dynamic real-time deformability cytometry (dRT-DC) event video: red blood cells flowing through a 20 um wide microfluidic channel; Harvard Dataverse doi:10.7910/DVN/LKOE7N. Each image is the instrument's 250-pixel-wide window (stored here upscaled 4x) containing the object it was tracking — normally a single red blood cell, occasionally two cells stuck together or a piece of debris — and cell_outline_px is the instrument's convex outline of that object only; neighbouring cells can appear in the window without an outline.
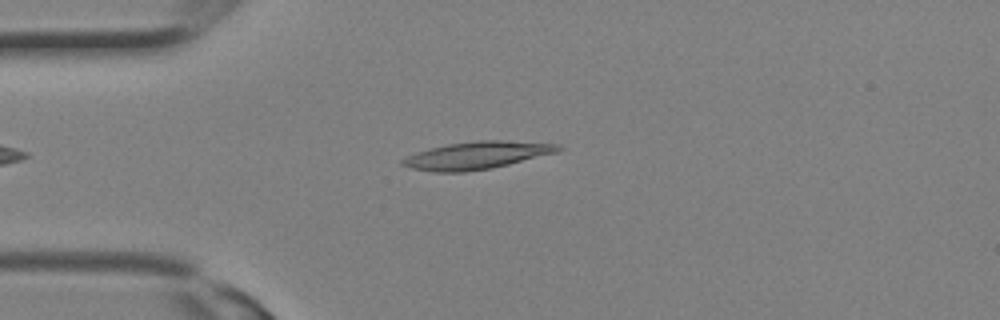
{"species": "Egyptian fruit bat (a non-hibernating species)", "species_latin": "Rousettus aegyptiacus", "temperature_condition": "room temperature", "stored_images_in_passage": 17, "camera_frame_rate_fps": 3000, "um_per_image_px": 0.085, "animal": {"sex": "female"}, "frame": {"image": 1, "passage_image": 5, "time_ms": 1.333, "image_size_px": [1000, 320], "cell_outline_px": [[564, 148], [560, 152], [492, 168], [464, 172], [432, 172], [412, 168], [400, 164], [400, 160], [416, 152], [448, 144], [476, 140], [504, 140], [560, 144]], "centroid_in_image_um": [40.59, 13.2], "position_along_channel_um": 44.4, "area_um2": 25.09}}
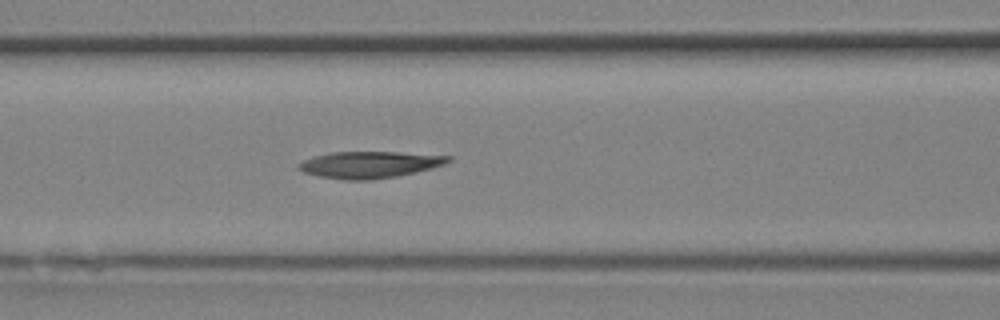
{"frame": {"image": 2, "passage_image": 10, "time_ms": 3.0, "image_size_px": [1000, 320], "cell_outline_px": [[452, 160], [444, 164], [432, 168], [416, 172], [396, 176], [368, 180], [344, 180], [320, 176], [304, 172], [296, 168], [296, 164], [304, 160], [316, 156], [332, 152], [396, 152], [452, 156]], "centroid_in_image_um": [31.41, 13.99], "position_along_channel_um": 135.2, "area_um2": 23.12}}
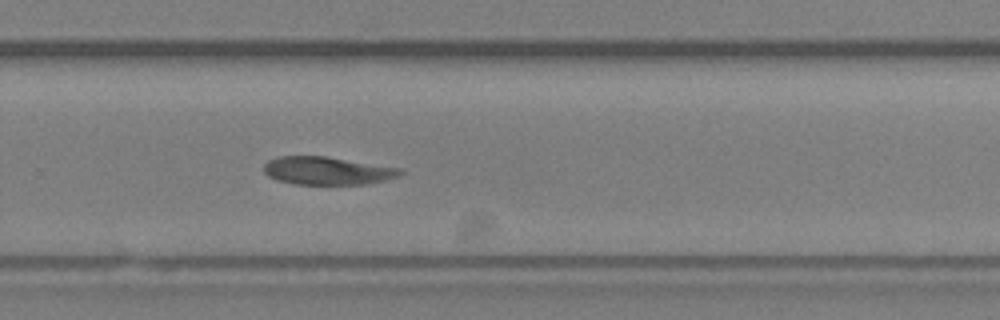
{"frame": {"image": 3, "passage_image": 17, "time_ms": 5.333, "image_size_px": [1000, 320], "cell_outline_px": [[404, 172], [400, 176], [368, 184], [292, 184], [276, 180], [268, 176], [264, 172], [264, 164], [268, 160], [276, 156], [324, 156], [404, 168]], "centroid_in_image_um": [27.83, 14.51], "position_along_channel_um": 302.0, "area_um2": 22.48}}